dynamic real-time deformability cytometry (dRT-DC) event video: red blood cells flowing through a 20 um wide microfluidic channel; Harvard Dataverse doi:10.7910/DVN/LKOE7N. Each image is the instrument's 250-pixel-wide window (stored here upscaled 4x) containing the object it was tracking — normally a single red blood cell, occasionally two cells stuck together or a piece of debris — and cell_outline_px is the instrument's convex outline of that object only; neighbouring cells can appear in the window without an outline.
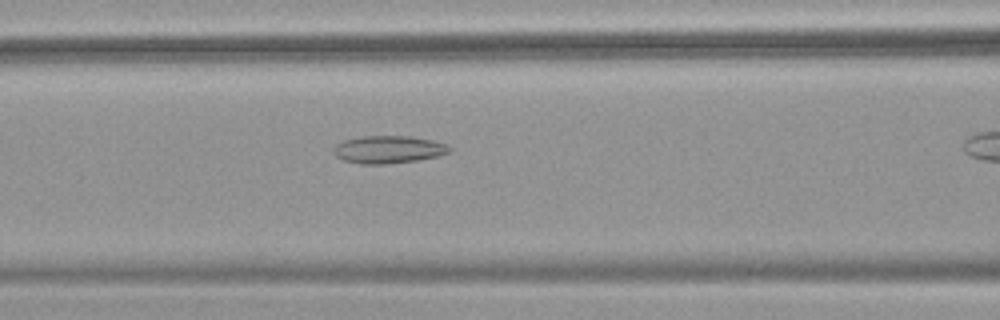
{"species": "common noctule bat (a hibernating species)", "species_latin": "Nyctalus noctula", "temperature_condition": "warm", "stored_images_in_passage": 27, "camera_frame_rate_fps": 3000, "um_per_image_px": 0.085, "animal": {"sex": "female", "body_mass_g": 18.4}, "frame": {"image": 1, "passage_image": 14, "time_ms": 4.333, "image_size_px": [1000, 320], "cell_outline_px": [[452, 152], [436, 156], [416, 160], [384, 164], [360, 164], [344, 160], [336, 156], [332, 152], [332, 148], [336, 144], [344, 140], [360, 136], [412, 136], [432, 140], [448, 144], [452, 148]], "centroid_in_image_um": [33.01, 12.7], "position_along_channel_um": 133.6, "area_um2": 18.79}}
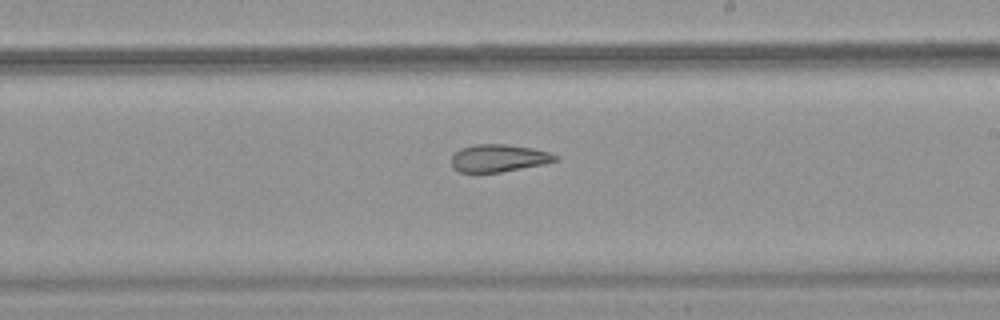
{"frame": {"image": 2, "passage_image": 23, "time_ms": 7.333, "image_size_px": [1000, 320], "cell_outline_px": [[560, 160], [544, 164], [500, 172], [460, 172], [452, 168], [452, 156], [460, 148], [472, 144], [504, 144], [532, 148], [548, 152], [560, 156]], "centroid_in_image_um": [42.4, 13.43], "position_along_channel_um": 246.6, "area_um2": 16.7}}
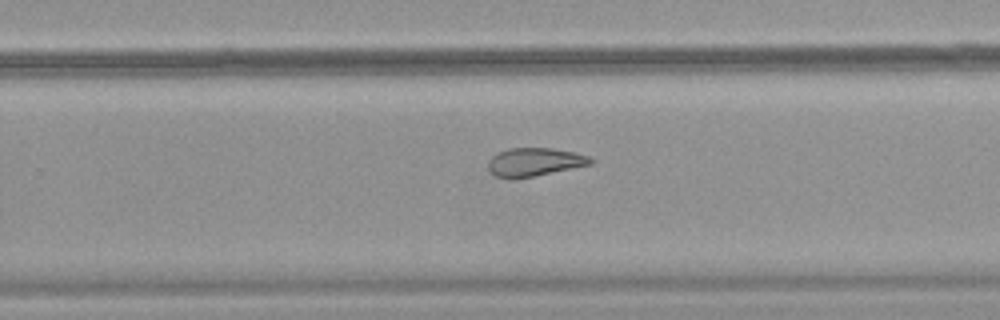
{"frame": {"image": 3, "passage_image": 26, "time_ms": 8.333, "image_size_px": [1000, 320], "cell_outline_px": [[596, 160], [592, 164], [536, 176], [496, 176], [488, 168], [488, 160], [496, 152], [508, 148], [552, 148], [572, 152], [588, 156]], "centroid_in_image_um": [45.47, 13.74], "position_along_channel_um": 284.3, "area_um2": 16.59}}